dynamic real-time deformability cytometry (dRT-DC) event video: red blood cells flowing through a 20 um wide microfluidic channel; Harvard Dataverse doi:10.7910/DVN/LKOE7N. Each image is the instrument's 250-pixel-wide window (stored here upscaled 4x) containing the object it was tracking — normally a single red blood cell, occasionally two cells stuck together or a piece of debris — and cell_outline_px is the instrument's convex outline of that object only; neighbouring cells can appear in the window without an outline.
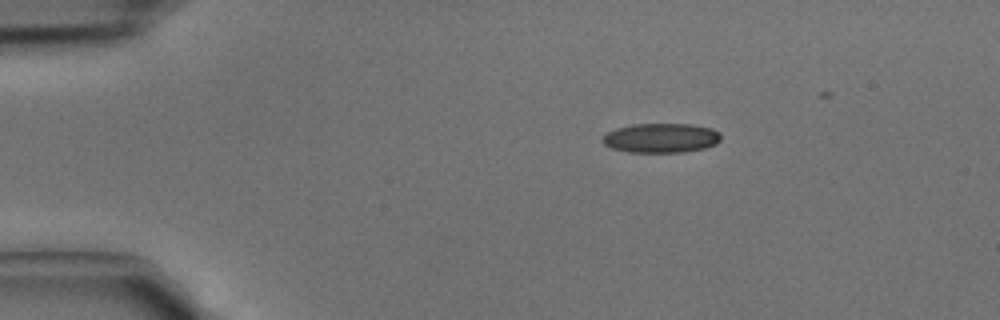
{"species": "common noctule bat (a hibernating species)", "species_latin": "Nyctalus noctula", "temperature_condition": "cold", "stored_images_in_passage": 3, "camera_frame_rate_fps": 3000, "um_per_image_px": 0.085, "animal": {"sex": "male", "body_mass_g": 15.6}, "frame": {"image": 1, "passage_image": 1, "time_ms": 0.0, "image_size_px": [1000, 320], "cell_outline_px": [[720, 140], [716, 144], [704, 148], [684, 152], [628, 152], [612, 148], [604, 144], [600, 140], [604, 132], [616, 128], [632, 124], [692, 124], [712, 128], [720, 132]], "centroid_in_image_um": [56.16, 11.72], "position_along_channel_um": 28.8, "area_um2": 20.58}}
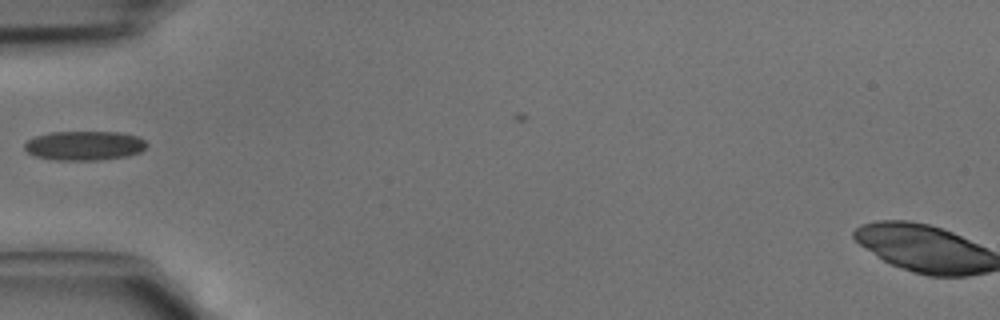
{"frame": {"image": 2, "passage_image": 3, "time_ms": 0.667, "image_size_px": [1000, 320], "cell_outline_px": [[148, 144], [140, 152], [128, 156], [100, 160], [52, 160], [36, 156], [28, 152], [24, 148], [24, 144], [28, 140], [36, 136], [52, 132], [120, 132], [136, 136], [144, 140]], "centroid_in_image_um": [7.18, 12.38], "position_along_channel_um": 77.8, "area_um2": 20.87}}